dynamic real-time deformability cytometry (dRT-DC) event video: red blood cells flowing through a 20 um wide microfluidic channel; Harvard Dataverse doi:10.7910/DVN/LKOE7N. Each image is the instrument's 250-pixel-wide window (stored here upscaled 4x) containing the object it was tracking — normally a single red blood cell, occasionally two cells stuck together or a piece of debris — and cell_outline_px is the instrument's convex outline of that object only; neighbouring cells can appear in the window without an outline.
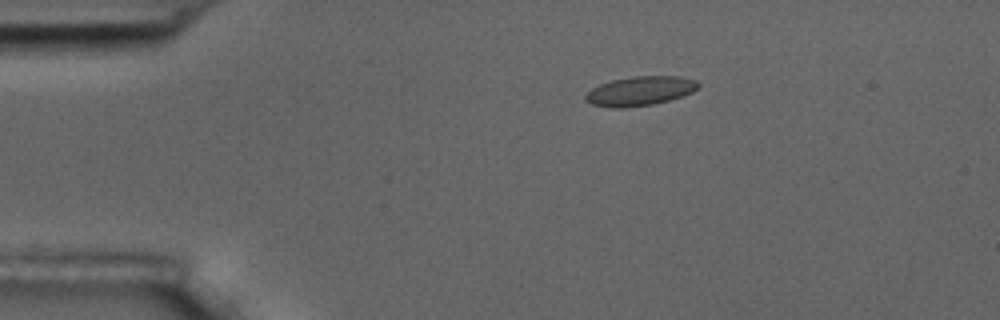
{"species": "common noctule bat (a hibernating species)", "species_latin": "Nyctalus noctula", "temperature_condition": "room temperature", "stored_images_in_passage": 4, "camera_frame_rate_fps": 3000, "um_per_image_px": 0.085, "animal": {"sex": "male", "body_mass_g": 17.5, "forearm_length_mm": 52.3}, "frame": {"image": 1, "passage_image": 3, "time_ms": 2.667, "image_size_px": [1000, 320], "cell_outline_px": [[700, 84], [692, 92], [668, 100], [652, 104], [624, 108], [612, 108], [592, 104], [584, 100], [584, 96], [592, 88], [600, 84], [612, 80], [632, 76], [680, 76], [696, 80]], "centroid_in_image_um": [54.37, 7.73], "position_along_channel_um": 30.6, "area_um2": 19.13}}